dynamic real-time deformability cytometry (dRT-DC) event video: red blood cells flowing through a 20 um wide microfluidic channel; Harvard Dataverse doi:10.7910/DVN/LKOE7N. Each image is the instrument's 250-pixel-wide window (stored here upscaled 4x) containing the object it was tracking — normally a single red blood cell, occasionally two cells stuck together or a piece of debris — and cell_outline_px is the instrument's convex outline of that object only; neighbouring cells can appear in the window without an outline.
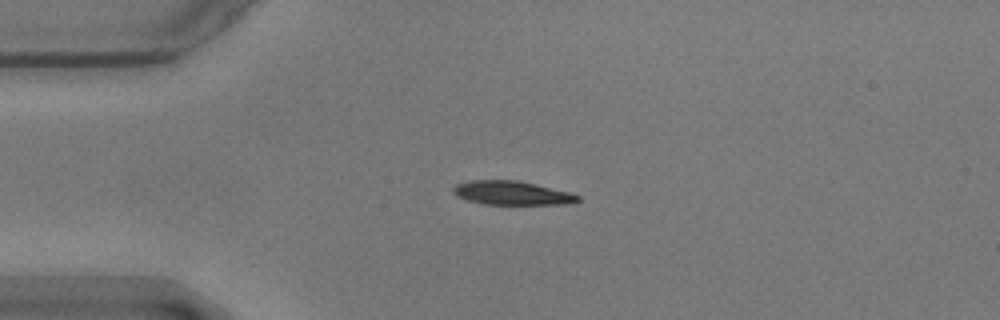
{"species": "common noctule bat (a hibernating species)", "species_latin": "Nyctalus noctula", "temperature_condition": "warm", "stored_images_in_passage": 44, "camera_frame_rate_fps": 3000, "um_per_image_px": 0.085, "animal": {"sex": "male", "body_mass_g": 17.9}, "frame": {"image": 1, "passage_image": 1, "time_ms": 0.0, "image_size_px": [1000, 320], "cell_outline_px": [[580, 200], [576, 204], [484, 204], [468, 200], [456, 196], [452, 192], [452, 188], [456, 184], [468, 180], [516, 180], [536, 184], [572, 192], [580, 196]], "centroid_in_image_um": [43.55, 16.4], "position_along_channel_um": 41.5, "area_um2": 17.57}}
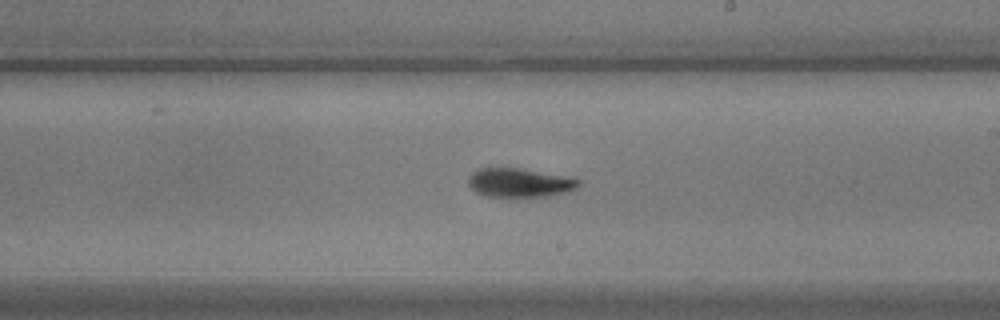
{"frame": {"image": 2, "passage_image": 20, "time_ms": 6.333, "image_size_px": [1000, 320], "cell_outline_px": [[580, 184], [576, 188], [568, 192], [548, 196], [516, 200], [508, 200], [484, 196], [476, 192], [468, 184], [468, 176], [476, 168], [520, 168], [572, 176], [580, 180]], "centroid_in_image_um": [44.17, 15.58], "position_along_channel_um": 244.8, "area_um2": 19.88}}
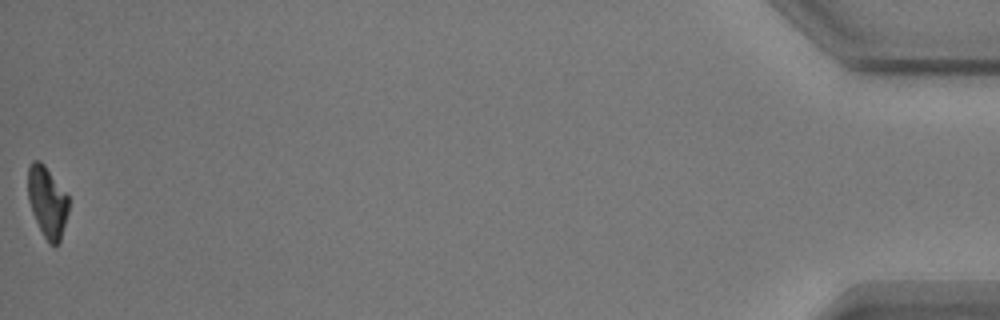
{"frame": {"image": 3, "passage_image": 44, "time_ms": 14.333, "image_size_px": [1000, 320], "cell_outline_px": [[68, 212], [60, 240], [56, 244], [48, 244], [32, 212], [28, 200], [28, 168], [32, 160], [40, 160], [44, 164], [68, 196]], "centroid_in_image_um": [4.0, 17.13], "position_along_channel_um": 431.2, "area_um2": 16.59}, "authors_computed_cell_mechanics": {"area_um2": 18.6405, "velocity_mm_per_s": 3.5608, "shape_relaxation_time_tau1_ms": 4.0428, "shape_relaxation_time_tau2_ms": 2.4068, "deformation_change_tau1": 0.1574, "deformation_change_tau2": 0.0668}}